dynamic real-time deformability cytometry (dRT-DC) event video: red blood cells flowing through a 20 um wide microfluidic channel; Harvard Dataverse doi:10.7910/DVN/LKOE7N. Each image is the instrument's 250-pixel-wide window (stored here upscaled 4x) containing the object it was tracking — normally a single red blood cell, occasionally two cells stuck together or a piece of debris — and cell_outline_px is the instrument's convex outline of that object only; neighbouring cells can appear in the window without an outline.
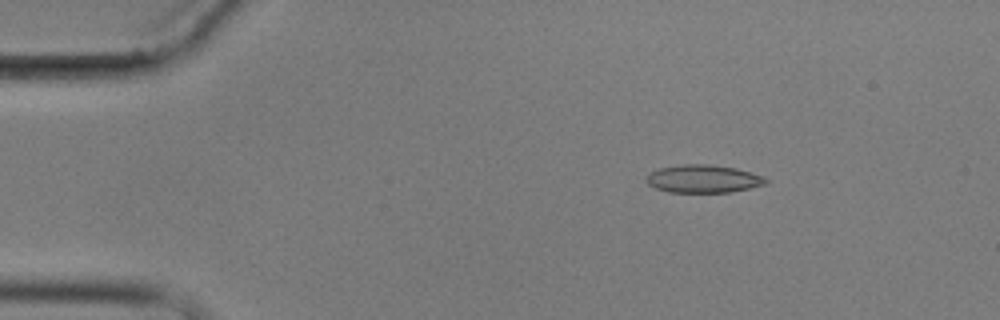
{"species": "common noctule bat (a hibernating species)", "species_latin": "Nyctalus noctula", "temperature_condition": "cold", "stored_images_in_passage": 14, "camera_frame_rate_fps": 3000, "um_per_image_px": 0.085, "animal": {"sex": "male", "body_mass_g": 17.9}, "frame": {"image": 1, "passage_image": 2, "time_ms": 1.667, "image_size_px": [1000, 320], "cell_outline_px": [[768, 180], [764, 184], [748, 188], [728, 192], [668, 192], [656, 188], [648, 184], [644, 180], [644, 176], [660, 168], [680, 164], [708, 164], [736, 168], [764, 176]], "centroid_in_image_um": [59.73, 15.19], "position_along_channel_um": 25.3, "area_um2": 19.36}}
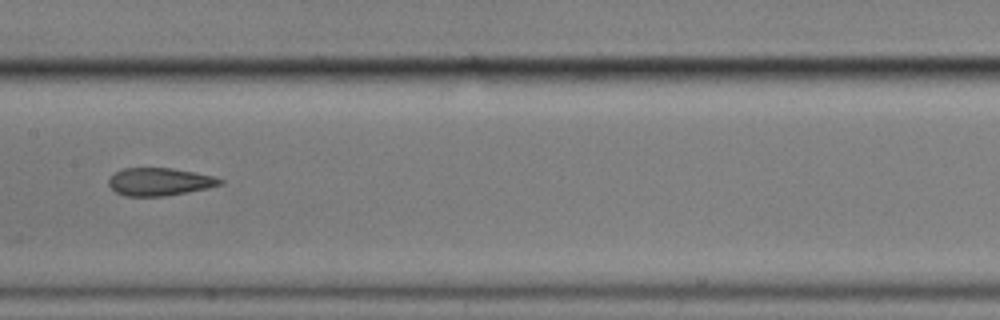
{"frame": {"image": 2, "passage_image": 7, "time_ms": 8.333, "image_size_px": [1000, 320], "cell_outline_px": [[224, 184], [208, 188], [164, 196], [124, 196], [116, 192], [108, 184], [108, 180], [116, 172], [124, 168], [172, 168], [212, 176], [224, 180]], "centroid_in_image_um": [13.56, 15.45], "position_along_channel_um": 193.8, "area_um2": 17.86}}
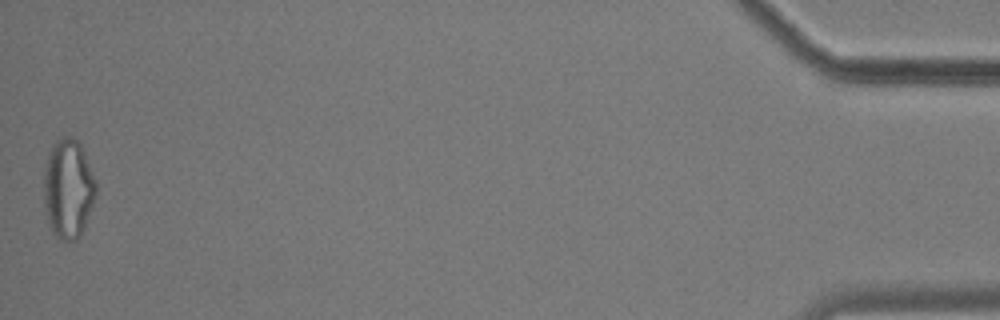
{"frame": {"image": 3, "passage_image": 14, "time_ms": 17.667, "image_size_px": [1000, 320], "cell_outline_px": [[96, 196], [80, 236], [76, 240], [60, 240], [52, 232], [48, 224], [44, 204], [44, 168], [48, 152], [52, 144], [56, 140], [64, 136], [72, 136], [80, 144], [84, 152], [96, 180]], "centroid_in_image_um": [5.78, 16.02], "position_along_channel_um": 429.4, "area_um2": 30.4}}